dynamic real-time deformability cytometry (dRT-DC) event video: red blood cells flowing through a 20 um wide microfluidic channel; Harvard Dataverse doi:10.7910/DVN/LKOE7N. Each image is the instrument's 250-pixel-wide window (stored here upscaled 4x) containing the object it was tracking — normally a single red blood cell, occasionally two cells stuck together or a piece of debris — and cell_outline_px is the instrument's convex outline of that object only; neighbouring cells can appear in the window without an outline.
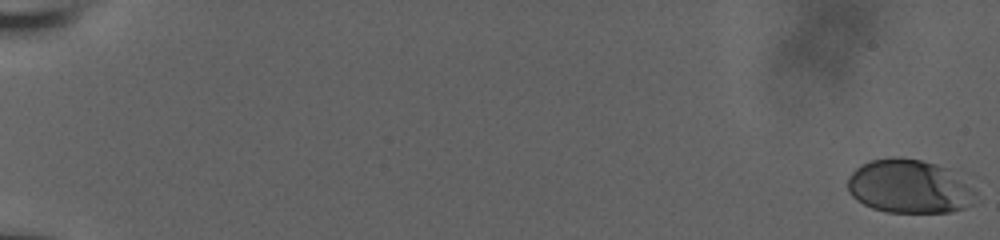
{"species": "human", "species_latin": "Homo sapiens", "temperature_condition": "room temperature", "stored_images_in_passage": 50, "camera_frame_rate_fps": 3000, "um_per_image_px": 0.085, "donor": {"sex": "male"}, "frame": {"image": 1, "passage_image": 1, "time_ms": 0.0, "image_size_px": [1000, 240], "cell_outline_px": [[976, 192], [972, 204], [964, 208], [948, 212], [888, 212], [872, 208], [856, 200], [852, 196], [848, 188], [848, 176], [856, 168], [872, 160], [892, 156], [900, 156], [920, 160], [936, 164], [948, 168], [972, 188]], "centroid_in_image_um": [77.26, 15.84], "position_along_channel_um": 7.7, "area_um2": 39.88}}
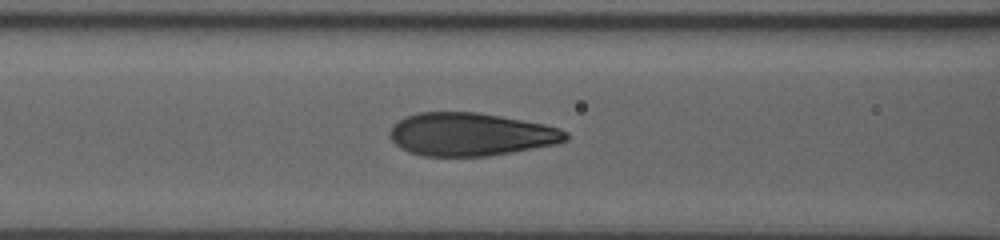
{"frame": {"image": 2, "passage_image": 28, "time_ms": 9.0, "image_size_px": [1000, 240], "cell_outline_px": [[568, 140], [556, 144], [512, 152], [488, 156], [424, 156], [408, 152], [400, 148], [388, 136], [388, 132], [392, 124], [404, 116], [416, 112], [476, 112], [500, 116], [544, 124], [560, 128], [568, 132]], "centroid_in_image_um": [39.97, 11.41], "position_along_channel_um": 126.6, "area_um2": 44.45}}
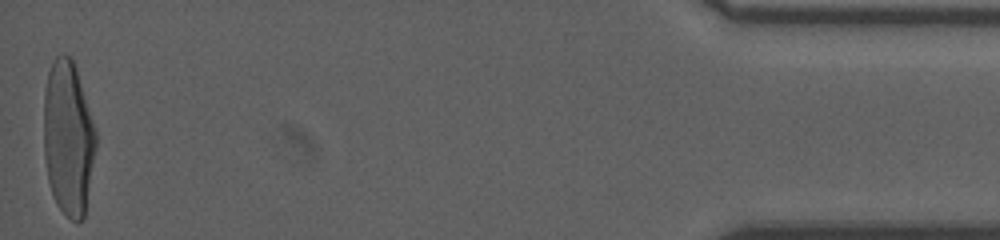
{"frame": {"image": 3, "passage_image": 50, "time_ms": 16.333, "image_size_px": [1000, 240], "cell_outline_px": [[96, 148], [84, 216], [76, 224], [56, 204], [52, 196], [48, 180], [44, 156], [44, 92], [48, 72], [52, 60], [56, 56], [68, 56], [72, 60], [76, 68], [96, 132]], "centroid_in_image_um": [5.78, 11.76], "position_along_channel_um": 429.4, "area_um2": 46.7}, "authors_computed_cell_mechanics": {"area_um2": 44.217, "velocity_mm_per_s": 3.8735, "shape_relaxation_time_tau1_ms": 5.3682, "shape_relaxation_time_tau2_ms": null, "deformation_change_tau1": 0.2554, "deformation_change_tau2": null}}